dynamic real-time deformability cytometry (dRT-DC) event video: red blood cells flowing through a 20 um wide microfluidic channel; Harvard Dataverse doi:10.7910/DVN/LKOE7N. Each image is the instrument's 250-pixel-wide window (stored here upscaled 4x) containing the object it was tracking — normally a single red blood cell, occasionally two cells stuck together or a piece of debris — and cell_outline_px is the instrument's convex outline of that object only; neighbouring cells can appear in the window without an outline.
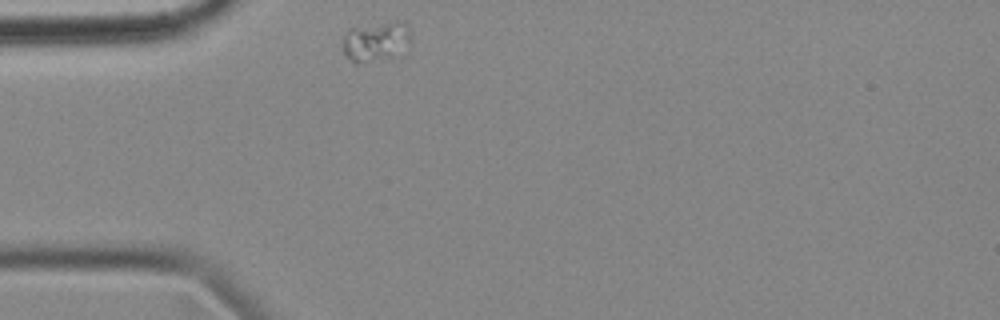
{"species": "common noctule bat (a hibernating species)", "species_latin": "Nyctalus noctula", "temperature_condition": "cold", "stored_images_in_passage": 46, "camera_frame_rate_fps": 3000, "um_per_image_px": 0.085, "animal": {"sex": "female", "body_mass_g": 18.4}, "frame": {"image": 1, "passage_image": 1, "time_ms": 0.0, "image_size_px": [1000, 320], "cell_outline_px": [[408, 44], [388, 56], [356, 64], [344, 52], [344, 36], [352, 28], [396, 20], [400, 20], [408, 24]], "centroid_in_image_um": [31.93, 3.46], "position_along_channel_um": 53.1, "area_um2": 14.8}}
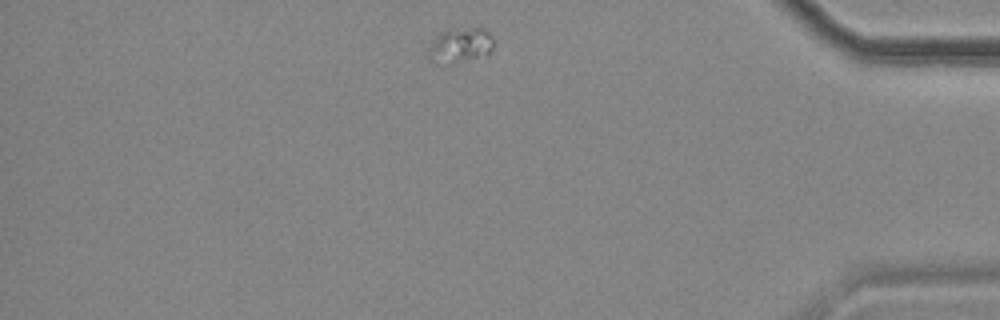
{"frame": {"image": 2, "passage_image": 37, "time_ms": 12.0, "image_size_px": [1000, 320], "cell_outline_px": [[496, 40], [488, 56], [444, 68], [428, 60], [428, 48], [436, 36], [444, 28], [480, 24]], "centroid_in_image_um": [39.13, 3.86], "position_along_channel_um": 396.1, "area_um2": 15.14}}
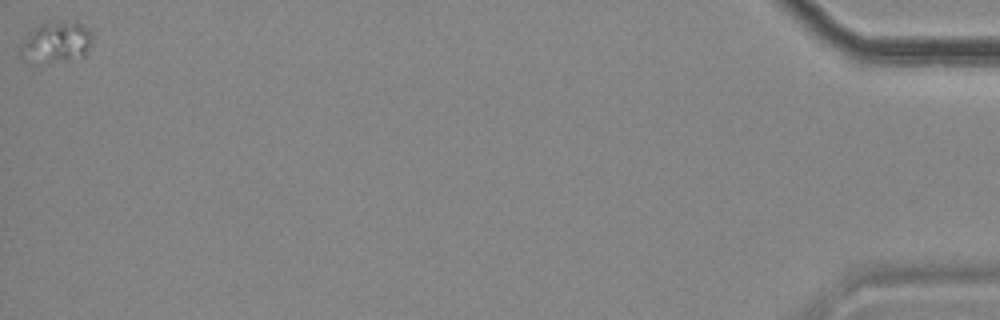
{"frame": {"image": 3, "passage_image": 46, "time_ms": 15.0, "image_size_px": [1000, 320], "cell_outline_px": [[92, 44], [84, 56], [44, 64], [28, 64], [20, 60], [20, 44], [28, 32], [32, 28], [40, 24], [56, 20], [64, 20], [80, 24], [88, 32], [92, 40]], "centroid_in_image_um": [4.65, 3.63], "position_along_channel_um": 430.5, "area_um2": 17.74}}